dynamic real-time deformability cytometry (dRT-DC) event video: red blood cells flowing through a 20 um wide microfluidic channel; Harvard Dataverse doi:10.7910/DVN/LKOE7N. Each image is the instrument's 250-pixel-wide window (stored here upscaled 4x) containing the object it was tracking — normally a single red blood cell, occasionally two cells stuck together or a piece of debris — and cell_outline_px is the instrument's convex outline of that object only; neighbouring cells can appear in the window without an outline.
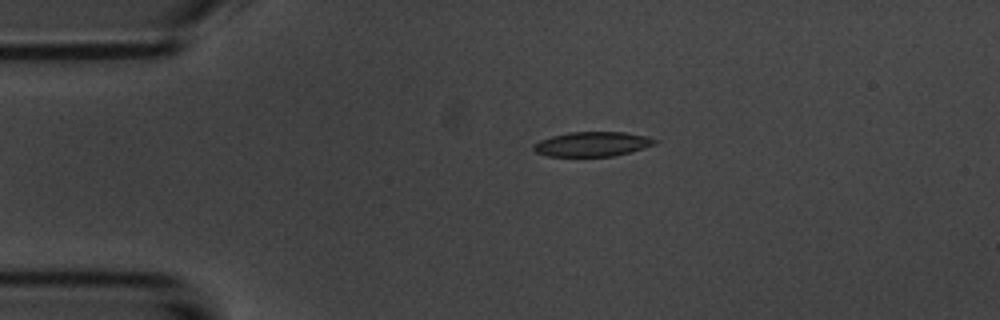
{"species": "common noctule bat (a hibernating species)", "species_latin": "Nyctalus noctula", "temperature_condition": "room temperature", "stored_images_in_passage": 4, "camera_frame_rate_fps": 3000, "um_per_image_px": 0.085, "animal": {"sex": "male", "body_mass_g": 20.1, "forearm_length_mm": 53.5}, "frame": {"image": 1, "passage_image": 3, "time_ms": 2.333, "image_size_px": [1000, 320], "cell_outline_px": [[656, 144], [644, 148], [612, 156], [548, 156], [536, 152], [532, 148], [532, 144], [540, 140], [552, 136], [572, 132], [624, 132], [644, 136], [656, 140]], "centroid_in_image_um": [50.3, 12.25], "position_along_channel_um": 34.7, "area_um2": 17.17}}